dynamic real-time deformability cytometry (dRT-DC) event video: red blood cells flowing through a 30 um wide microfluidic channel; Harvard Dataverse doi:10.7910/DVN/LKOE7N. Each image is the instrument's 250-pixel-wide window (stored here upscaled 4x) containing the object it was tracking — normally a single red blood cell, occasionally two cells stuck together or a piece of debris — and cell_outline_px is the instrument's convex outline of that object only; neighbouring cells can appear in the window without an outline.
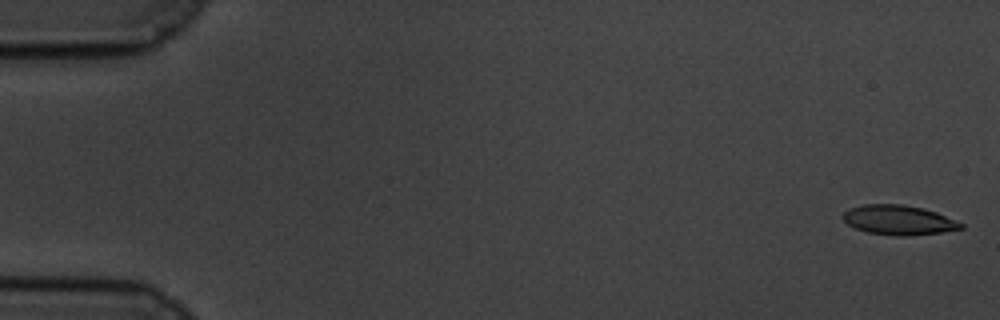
{"species": "common noctule bat (a hibernating species)", "species_latin": "Nyctalus noctula", "temperature_condition": "cold", "stored_images_in_passage": 58, "camera_frame_rate_fps": 3000, "um_per_image_px": 0.085, "animal": {"sex": "male", "body_mass_g": 19.5, "forearm_length_mm": 54.6}, "frame": {"image": 1, "passage_image": 1, "time_ms": 0.0, "image_size_px": [1000, 320], "cell_outline_px": [[964, 228], [940, 232], [900, 236], [868, 232], [856, 228], [848, 224], [844, 220], [844, 212], [852, 208], [864, 204], [900, 204], [924, 208], [936, 212], [964, 224]], "centroid_in_image_um": [76.4, 18.69], "position_along_channel_um": 8.6, "area_um2": 19.94}}
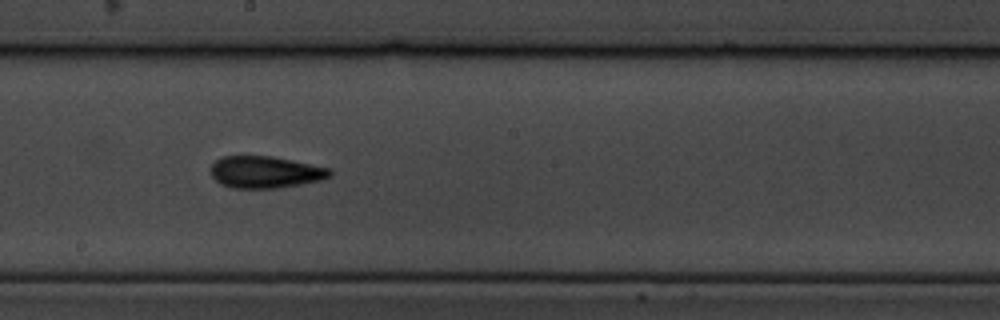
{"frame": {"image": 2, "passage_image": 32, "time_ms": 10.333, "image_size_px": [1000, 320], "cell_outline_px": [[332, 176], [320, 180], [300, 184], [276, 188], [232, 188], [220, 184], [212, 176], [212, 164], [216, 160], [224, 156], [272, 156], [332, 168]], "centroid_in_image_um": [22.58, 14.63], "position_along_channel_um": 225.6, "area_um2": 22.14}}
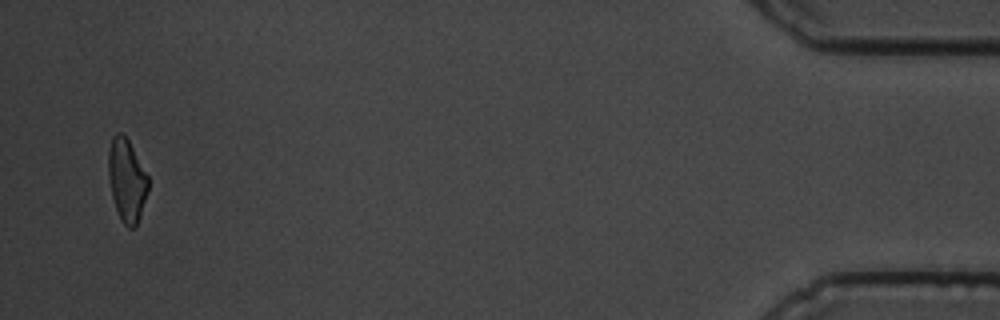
{"frame": {"image": 3, "passage_image": 56, "time_ms": 18.333, "image_size_px": [1000, 320], "cell_outline_px": [[148, 192], [136, 228], [128, 228], [124, 224], [116, 208], [112, 196], [108, 176], [108, 148], [112, 136], [116, 132], [120, 132], [128, 140], [148, 176]], "centroid_in_image_um": [10.77, 15.31], "position_along_channel_um": 424.4, "area_um2": 19.13}, "authors_computed_cell_mechanics": {"area_um2": 20.9236, "velocity_mm_per_s": 3.4822, "shape_relaxation_time_tau1_ms": 5.0749, "shape_relaxation_time_tau2_ms": 4.0462, "deformation_change_tau1": 0.1678, "deformation_change_tau2": 0.1396}}